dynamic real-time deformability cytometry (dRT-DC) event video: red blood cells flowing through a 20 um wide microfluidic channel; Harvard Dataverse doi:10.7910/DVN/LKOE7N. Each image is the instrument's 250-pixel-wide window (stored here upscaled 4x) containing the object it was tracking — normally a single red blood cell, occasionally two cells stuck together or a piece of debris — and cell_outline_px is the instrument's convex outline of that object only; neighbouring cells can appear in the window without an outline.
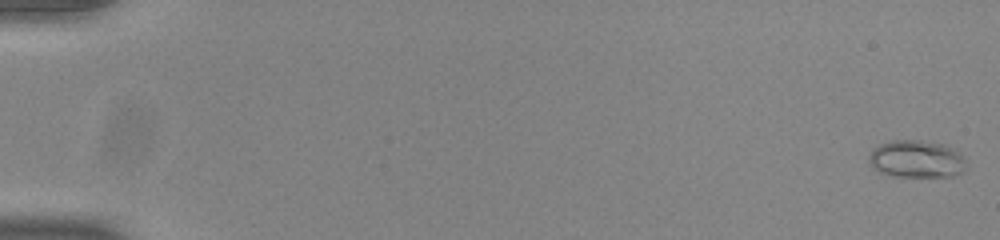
{"species": "common noctule bat (a hibernating species)", "species_latin": "Nyctalus noctula", "temperature_condition": "room temperature", "stored_images_in_passage": 51, "camera_frame_rate_fps": 3000, "um_per_image_px": 0.085, "animal": {"sex": "male", "body_mass_g": 20.0, "forearm_length_mm": 53.3}, "frame": {"image": 1, "passage_image": 1, "time_ms": 0.0, "image_size_px": [1000, 240], "cell_outline_px": [[968, 168], [964, 172], [952, 176], [896, 176], [880, 172], [868, 160], [868, 156], [872, 148], [880, 144], [892, 140], [920, 140], [944, 144], [956, 148], [960, 152]], "centroid_in_image_um": [77.95, 13.5], "position_along_channel_um": 7.1, "area_um2": 21.39}}
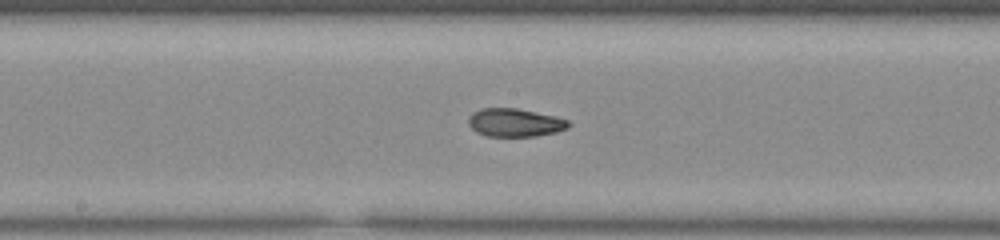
{"frame": {"image": 2, "passage_image": 30, "time_ms": 9.667, "image_size_px": [1000, 240], "cell_outline_px": [[572, 124], [568, 128], [556, 132], [536, 136], [488, 136], [476, 132], [468, 124], [468, 116], [472, 112], [480, 108], [516, 108], [536, 112], [568, 120]], "centroid_in_image_um": [43.74, 10.42], "position_along_channel_um": 204.5, "area_um2": 16.47}}
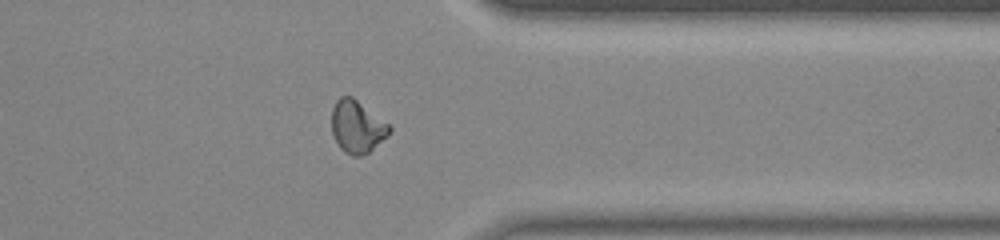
{"frame": {"image": 3, "passage_image": 44, "time_ms": 14.333, "image_size_px": [1000, 240], "cell_outline_px": [[392, 132], [388, 136], [368, 152], [360, 156], [352, 156], [344, 152], [340, 148], [332, 132], [332, 108], [336, 100], [340, 96], [352, 96], [388, 124], [392, 128]], "centroid_in_image_um": [30.35, 10.77], "position_along_channel_um": 381.1, "area_um2": 17.51}}